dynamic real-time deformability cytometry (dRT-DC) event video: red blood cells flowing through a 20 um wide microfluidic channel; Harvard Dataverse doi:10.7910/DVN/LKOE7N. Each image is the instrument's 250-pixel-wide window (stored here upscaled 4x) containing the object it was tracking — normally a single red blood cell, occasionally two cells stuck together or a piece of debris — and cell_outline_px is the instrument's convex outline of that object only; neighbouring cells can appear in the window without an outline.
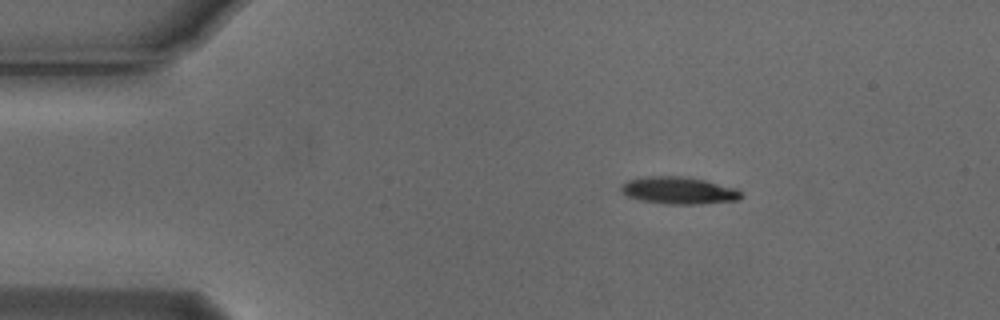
{"species": "Egyptian fruit bat (a non-hibernating species)", "species_latin": "Rousettus aegyptiacus", "temperature_condition": "cold", "stored_images_in_passage": 46, "camera_frame_rate_fps": 3000, "um_per_image_px": 0.085, "animal": {"sex": "male"}, "frame": {"image": 1, "passage_image": 1, "time_ms": 0.0, "image_size_px": [1000, 320], "cell_outline_px": [[740, 196], [736, 200], [700, 204], [664, 204], [640, 200], [628, 196], [620, 188], [620, 184], [628, 180], [644, 176], [688, 176], [736, 188], [740, 192]], "centroid_in_image_um": [57.64, 16.18], "position_along_channel_um": 27.4, "area_um2": 18.96}}
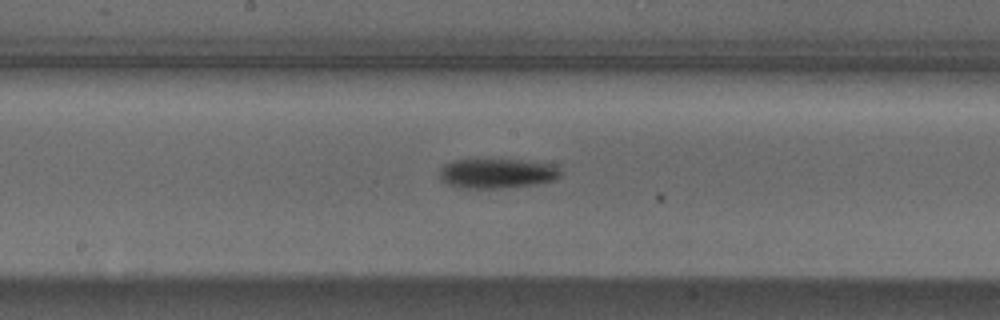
{"frame": {"image": 2, "passage_image": 20, "time_ms": 6.333, "image_size_px": [1000, 320], "cell_outline_px": [[560, 176], [556, 180], [532, 184], [500, 188], [464, 188], [448, 184], [440, 176], [440, 168], [444, 164], [452, 160], [520, 160], [556, 164], [560, 168]], "centroid_in_image_um": [42.28, 14.73], "position_along_channel_um": 205.9, "area_um2": 20.81}}
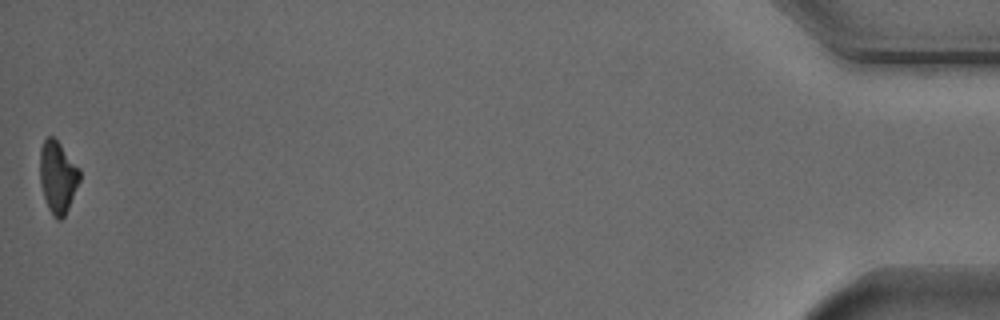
{"frame": {"image": 3, "passage_image": 46, "time_ms": 15.0, "image_size_px": [1000, 320], "cell_outline_px": [[80, 180], [68, 208], [64, 216], [60, 220], [56, 220], [52, 216], [48, 208], [40, 184], [40, 148], [44, 140], [48, 136], [52, 136], [60, 144], [80, 168]], "centroid_in_image_um": [4.9, 15.05], "position_along_channel_um": 430.3, "area_um2": 16.65}, "authors_computed_cell_mechanics": {"area_um2": 19.2185, "velocity_mm_per_s": 3.7637, "shape_relaxation_time_tau1_ms": 2.4029, "shape_relaxation_time_tau2_ms": null, "deformation_change_tau1": 0.1143, "deformation_change_tau2": null}}